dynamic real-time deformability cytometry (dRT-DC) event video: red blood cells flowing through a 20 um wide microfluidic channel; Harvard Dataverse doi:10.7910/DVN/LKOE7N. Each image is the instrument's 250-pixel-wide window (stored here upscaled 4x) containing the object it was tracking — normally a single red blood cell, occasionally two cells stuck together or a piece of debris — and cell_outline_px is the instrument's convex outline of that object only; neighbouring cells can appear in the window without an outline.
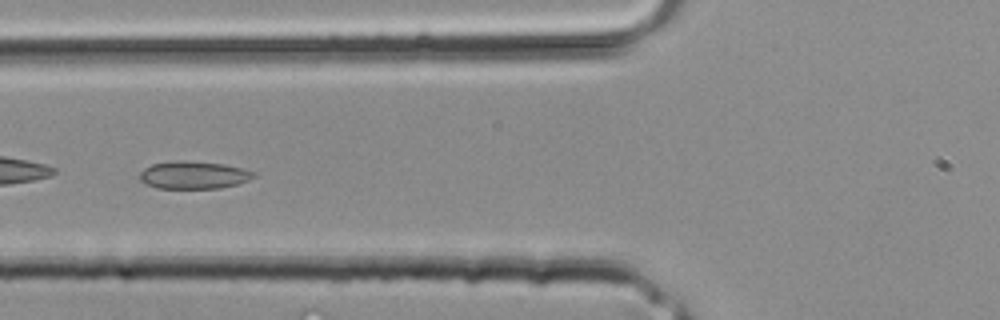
{"species": "common noctule bat (a hibernating species)", "species_latin": "Nyctalus noctula", "temperature_condition": "room temperature", "stored_images_in_passage": 34, "camera_frame_rate_fps": 3000, "um_per_image_px": 0.085, "animal": {"sex": "male", "body_mass_g": 20.4}, "frame": {"image": 1, "passage_image": 13, "time_ms": 4.0, "image_size_px": [1000, 320], "cell_outline_px": [[256, 176], [248, 180], [236, 184], [220, 188], [156, 188], [140, 180], [140, 172], [144, 168], [152, 164], [176, 160], [184, 160], [224, 164], [240, 168], [252, 172]], "centroid_in_image_um": [16.42, 14.87], "position_along_channel_um": 109.4, "area_um2": 18.15}}
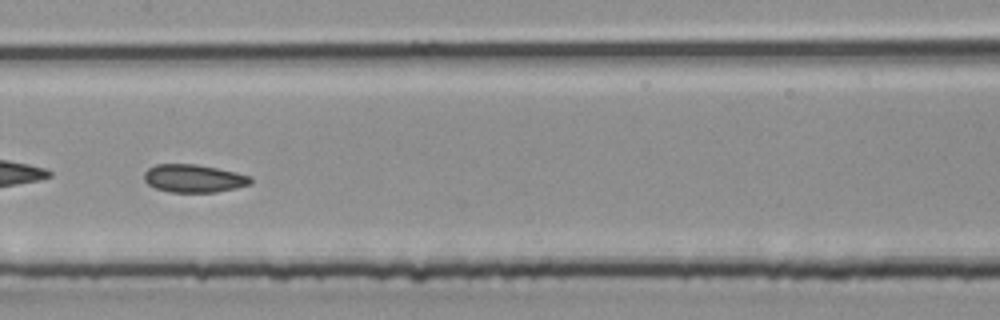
{"frame": {"image": 2, "passage_image": 17, "time_ms": 5.333, "image_size_px": [1000, 320], "cell_outline_px": [[252, 180], [248, 184], [236, 188], [216, 192], [168, 192], [156, 188], [148, 184], [144, 180], [144, 172], [148, 168], [156, 164], [196, 164], [236, 172], [252, 176]], "centroid_in_image_um": [16.45, 15.16], "position_along_channel_um": 190.9, "area_um2": 17.34}}
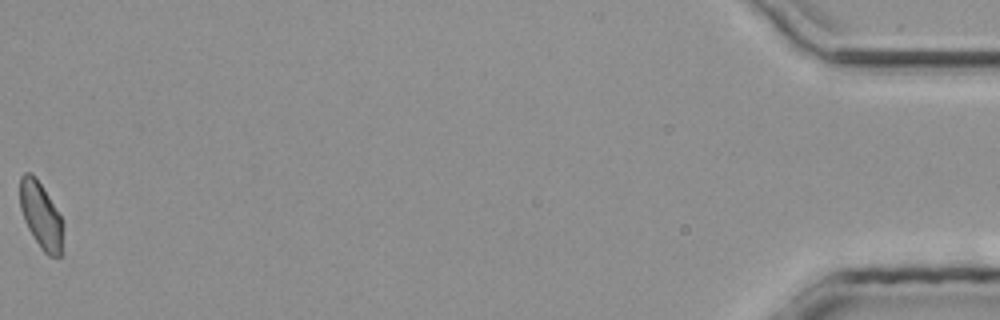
{"frame": {"image": 3, "passage_image": 34, "time_ms": 11.0, "image_size_px": [1000, 320], "cell_outline_px": [[64, 224], [60, 256], [48, 256], [44, 252], [28, 228], [24, 220], [20, 208], [20, 176], [24, 172], [32, 172], [36, 176], [60, 216]], "centroid_in_image_um": [3.46, 18.28], "position_along_channel_um": 431.7, "area_um2": 16.53}}